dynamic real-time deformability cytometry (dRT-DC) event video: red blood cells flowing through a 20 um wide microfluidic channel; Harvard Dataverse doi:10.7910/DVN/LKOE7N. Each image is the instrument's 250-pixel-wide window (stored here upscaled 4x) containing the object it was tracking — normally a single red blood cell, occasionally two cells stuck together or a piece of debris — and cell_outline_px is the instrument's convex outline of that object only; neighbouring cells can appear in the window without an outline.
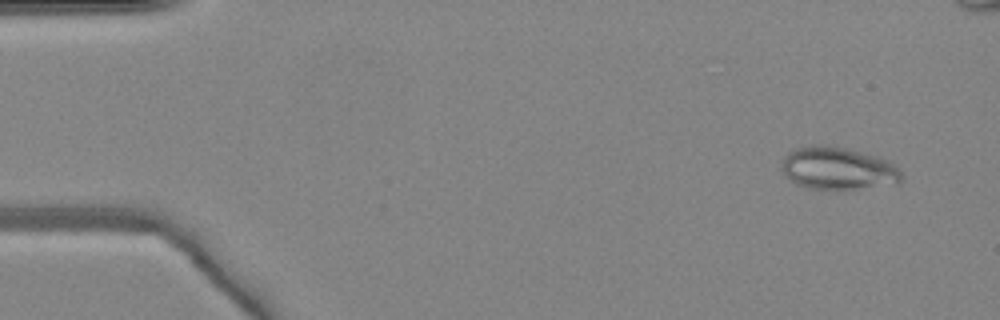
{"species": "common noctule bat (a hibernating species)", "species_latin": "Nyctalus noctula", "temperature_condition": "warm", "stored_images_in_passage": 50, "camera_frame_rate_fps": 3000, "um_per_image_px": 0.085, "animal": {"sex": "female", "body_mass_g": 24.6, "forearm_length_mm": 56.2}, "frame": {"image": 1, "passage_image": 4, "time_ms": 1.0, "image_size_px": [1000, 320], "cell_outline_px": [[904, 176], [900, 184], [856, 188], [808, 188], [796, 184], [780, 168], [784, 156], [792, 148], [812, 144], [824, 144], [844, 148], [880, 156], [888, 160], [900, 168]], "centroid_in_image_um": [71.26, 14.28], "position_along_channel_um": 13.7, "area_um2": 30.0}}
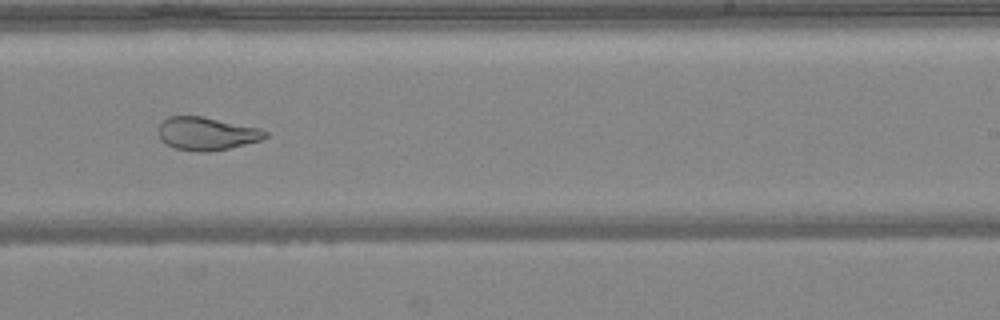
{"frame": {"image": 2, "passage_image": 31, "time_ms": 10.0, "image_size_px": [1000, 320], "cell_outline_px": [[268, 136], [264, 140], [228, 148], [208, 152], [196, 152], [176, 148], [168, 144], [160, 136], [160, 124], [168, 116], [200, 116], [260, 128], [268, 132]], "centroid_in_image_um": [17.63, 11.36], "position_along_channel_um": 271.4, "area_um2": 20.35}}
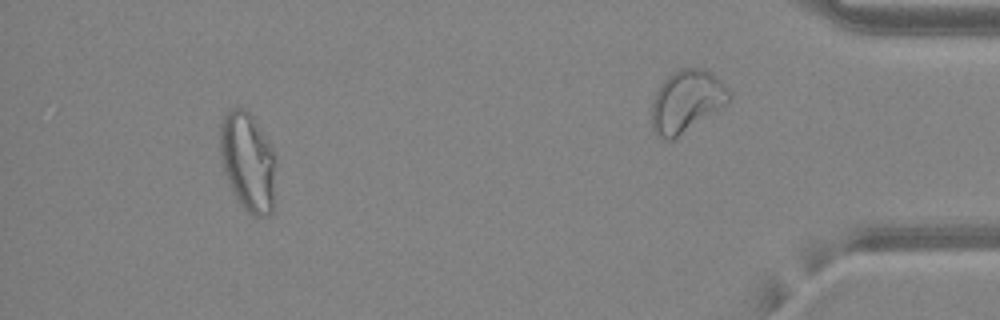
{"frame": {"image": 3, "passage_image": 46, "time_ms": 15.0, "image_size_px": [1000, 320], "cell_outline_px": [[276, 156], [272, 212], [268, 216], [252, 216], [244, 208], [228, 184], [224, 172], [220, 156], [220, 124], [224, 116], [232, 108], [244, 108], [252, 116], [272, 148]], "centroid_in_image_um": [21.06, 13.76], "position_along_channel_um": 414.1, "area_um2": 32.02}, "authors_computed_cell_mechanics": {"area_um2": 28.4087, "velocity_mm_per_s": 4.1986, "shape_relaxation_time_tau1_ms": null, "shape_relaxation_time_tau2_ms": 1.2613, "deformation_change_tau1": null, "deformation_change_tau2": 0.0659}}